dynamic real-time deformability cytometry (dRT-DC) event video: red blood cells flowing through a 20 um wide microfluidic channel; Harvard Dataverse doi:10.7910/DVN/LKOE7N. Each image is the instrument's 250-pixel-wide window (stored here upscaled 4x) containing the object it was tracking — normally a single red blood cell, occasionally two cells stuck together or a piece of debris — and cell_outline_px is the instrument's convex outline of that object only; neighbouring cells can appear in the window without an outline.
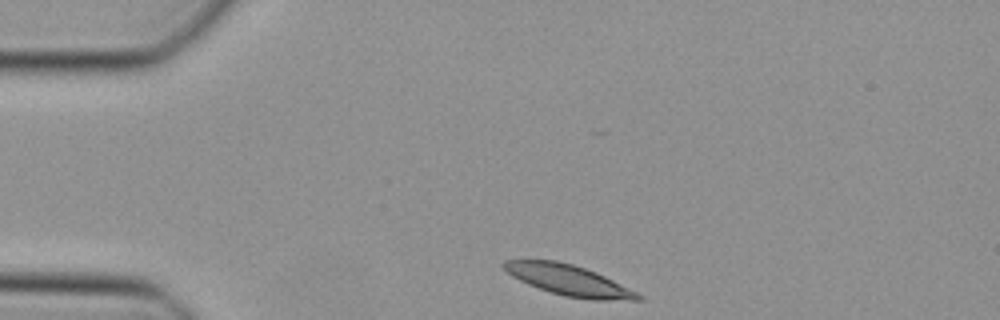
{"species": "Egyptian fruit bat (a non-hibernating species)", "species_latin": "Rousettus aegyptiacus", "temperature_condition": "cold", "stored_images_in_passage": 39, "camera_frame_rate_fps": 3000, "um_per_image_px": 0.085, "animal": {"sex": "female"}, "frame": {"image": 1, "passage_image": 1, "time_ms": 0.0, "image_size_px": [1000, 320], "cell_outline_px": [[644, 300], [592, 300], [564, 296], [528, 284], [512, 276], [500, 264], [504, 260], [556, 260], [572, 264], [596, 272], [644, 296]], "centroid_in_image_um": [48.35, 23.82], "position_along_channel_um": 36.7, "area_um2": 23.7}}
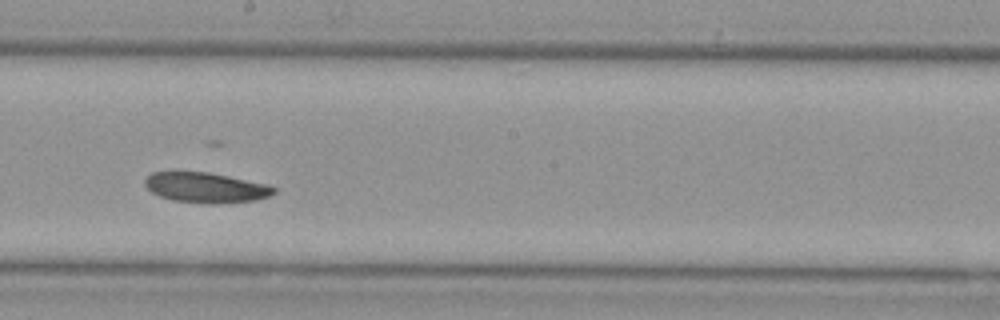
{"frame": {"image": 2, "passage_image": 18, "time_ms": 5.667, "image_size_px": [1000, 320], "cell_outline_px": [[276, 192], [268, 196], [256, 200], [216, 204], [208, 204], [172, 200], [160, 196], [152, 192], [144, 184], [144, 180], [152, 172], [172, 168], [208, 172], [268, 184], [276, 188]], "centroid_in_image_um": [17.42, 15.9], "position_along_channel_um": 230.8, "area_um2": 23.47}}
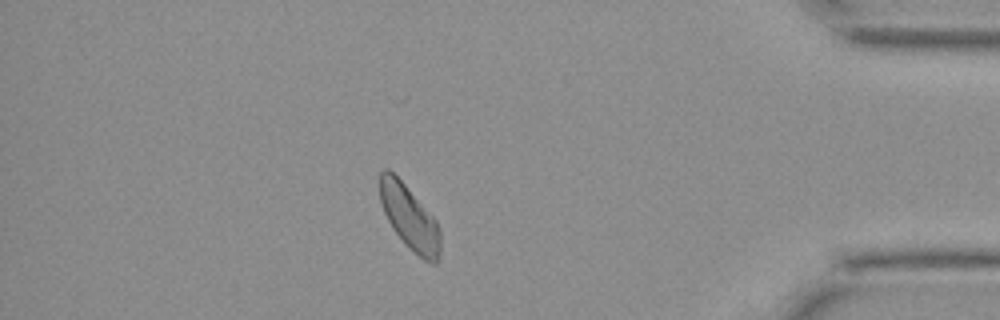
{"frame": {"image": 3, "passage_image": 33, "time_ms": 10.667, "image_size_px": [1000, 320], "cell_outline_px": [[440, 260], [436, 264], [432, 264], [424, 260], [392, 228], [380, 204], [380, 172], [384, 168], [388, 168], [404, 184], [436, 220], [440, 232]], "centroid_in_image_um": [34.82, 18.49], "position_along_channel_um": 400.4, "area_um2": 22.14}}